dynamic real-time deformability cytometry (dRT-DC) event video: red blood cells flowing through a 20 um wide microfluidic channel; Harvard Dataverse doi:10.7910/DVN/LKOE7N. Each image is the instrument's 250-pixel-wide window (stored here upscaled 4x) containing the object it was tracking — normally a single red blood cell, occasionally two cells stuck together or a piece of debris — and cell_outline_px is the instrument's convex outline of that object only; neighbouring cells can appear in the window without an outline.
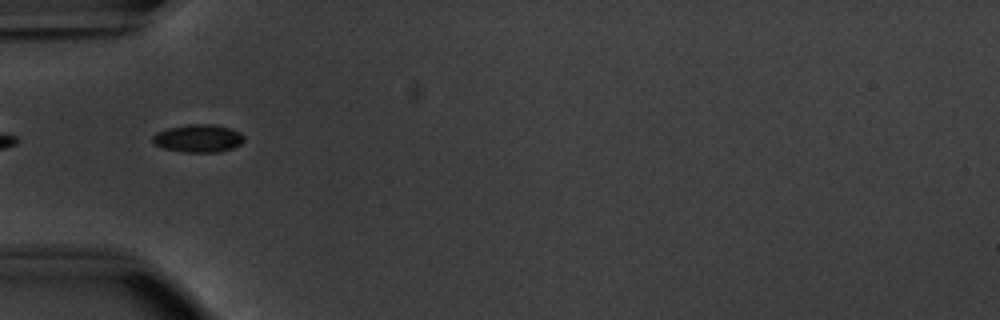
{"species": "common noctule bat (a hibernating species)", "species_latin": "Nyctalus noctula", "temperature_condition": "warm", "stored_images_in_passage": 10, "camera_frame_rate_fps": 3000, "um_per_image_px": 0.085, "animal": {"sex": "male", "body_mass_g": 20.1, "forearm_length_mm": 53.5}, "frame": {"image": 1, "passage_image": 1, "time_ms": 0.0, "image_size_px": [1000, 320], "cell_outline_px": [[244, 140], [240, 144], [232, 148], [220, 152], [184, 152], [164, 148], [152, 144], [152, 136], [156, 132], [168, 128], [184, 124], [216, 124], [240, 132], [244, 136]], "centroid_in_image_um": [16.82, 11.75], "position_along_channel_um": 68.2, "area_um2": 14.97}}
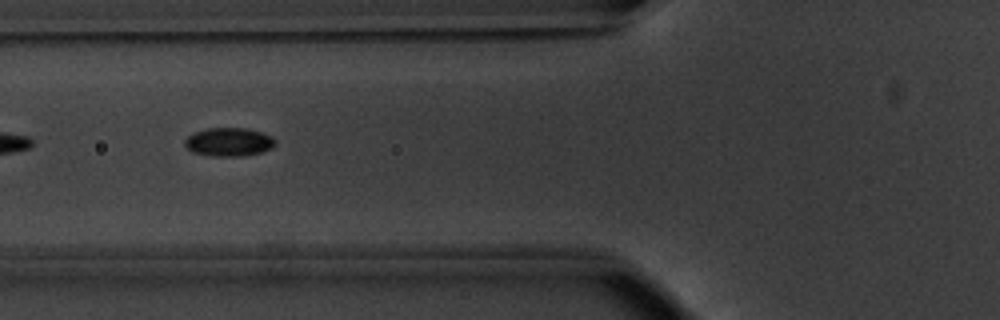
{"frame": {"image": 2, "passage_image": 4, "time_ms": 1.0, "image_size_px": [1000, 320], "cell_outline_px": [[276, 144], [272, 148], [260, 152], [244, 156], [212, 156], [192, 152], [184, 144], [184, 140], [192, 132], [208, 128], [248, 128], [272, 136], [276, 140]], "centroid_in_image_um": [19.45, 12.06], "position_along_channel_um": 106.3, "area_um2": 15.14}}